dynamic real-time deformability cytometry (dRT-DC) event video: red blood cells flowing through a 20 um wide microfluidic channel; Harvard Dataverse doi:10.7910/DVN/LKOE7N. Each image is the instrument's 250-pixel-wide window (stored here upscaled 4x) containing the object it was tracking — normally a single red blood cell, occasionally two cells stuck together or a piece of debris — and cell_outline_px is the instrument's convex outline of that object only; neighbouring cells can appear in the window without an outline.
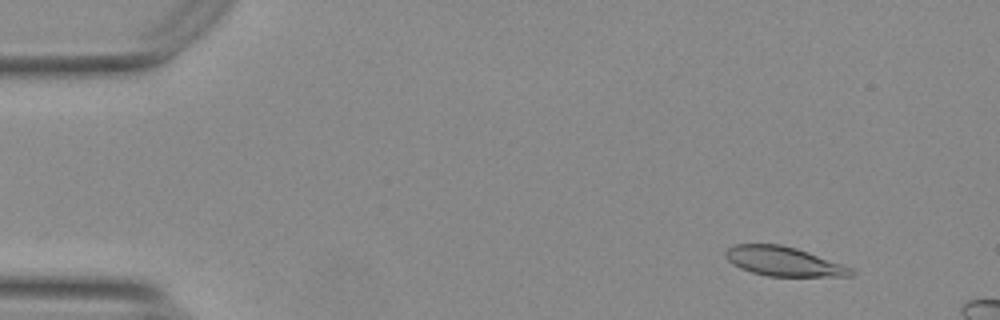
{"species": "Egyptian fruit bat (a non-hibernating species)", "species_latin": "Rousettus aegyptiacus", "temperature_condition": "warm", "stored_images_in_passage": 53, "camera_frame_rate_fps": 3000, "um_per_image_px": 0.085, "animal": {"sex": "female"}, "frame": {"image": 1, "passage_image": 6, "time_ms": 1.667, "image_size_px": [1000, 320], "cell_outline_px": [[856, 272], [852, 276], [768, 276], [752, 272], [740, 268], [732, 264], [724, 256], [724, 252], [728, 248], [736, 244], [780, 244], [796, 248], [808, 252], [852, 268]], "centroid_in_image_um": [66.58, 22.22], "position_along_channel_um": 18.4, "area_um2": 21.33}}
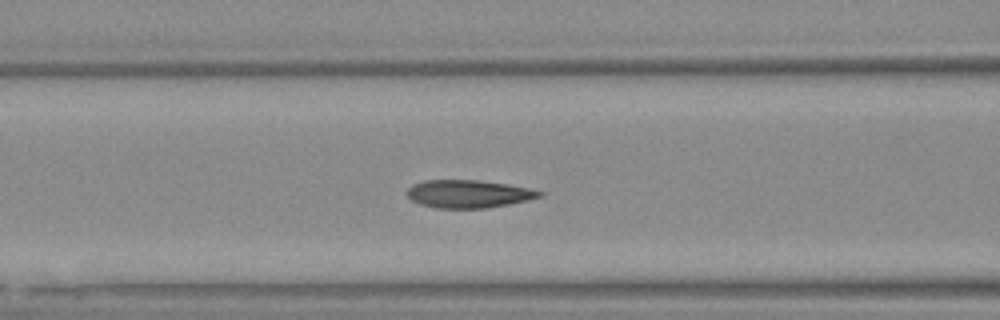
{"frame": {"image": 2, "passage_image": 23, "time_ms": 7.333, "image_size_px": [1000, 320], "cell_outline_px": [[544, 196], [528, 200], [508, 204], [484, 208], [436, 208], [420, 204], [412, 200], [404, 192], [412, 184], [424, 180], [476, 180], [508, 184], [532, 188], [544, 192]], "centroid_in_image_um": [39.83, 16.47], "position_along_channel_um": 126.8, "area_um2": 21.68}}
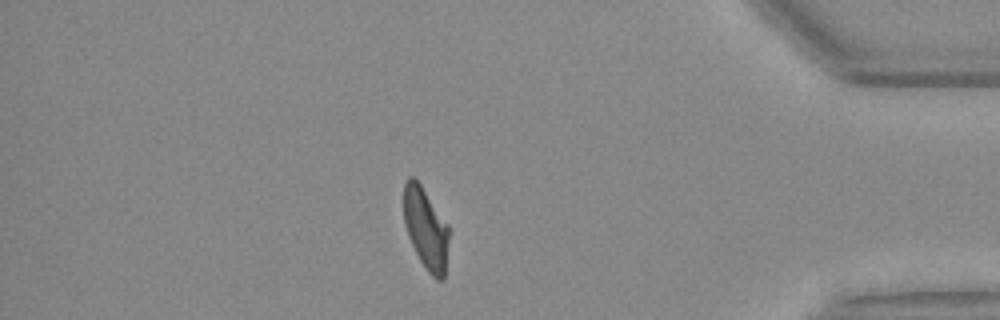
{"frame": {"image": 3, "passage_image": 48, "time_ms": 15.667, "image_size_px": [1000, 320], "cell_outline_px": [[448, 240], [444, 280], [436, 280], [428, 272], [420, 260], [408, 236], [404, 224], [404, 184], [408, 176], [412, 176], [420, 184], [448, 224]], "centroid_in_image_um": [36.18, 19.43], "position_along_channel_um": 399.0, "area_um2": 21.21}, "authors_computed_cell_mechanics": {"area_um2": 21.964, "velocity_mm_per_s": 3.7081, "shape_relaxation_time_tau1_ms": 3.2445, "shape_relaxation_time_tau2_ms": 1.033, "deformation_change_tau1": 0.1778, "deformation_change_tau2": 0.0817}}